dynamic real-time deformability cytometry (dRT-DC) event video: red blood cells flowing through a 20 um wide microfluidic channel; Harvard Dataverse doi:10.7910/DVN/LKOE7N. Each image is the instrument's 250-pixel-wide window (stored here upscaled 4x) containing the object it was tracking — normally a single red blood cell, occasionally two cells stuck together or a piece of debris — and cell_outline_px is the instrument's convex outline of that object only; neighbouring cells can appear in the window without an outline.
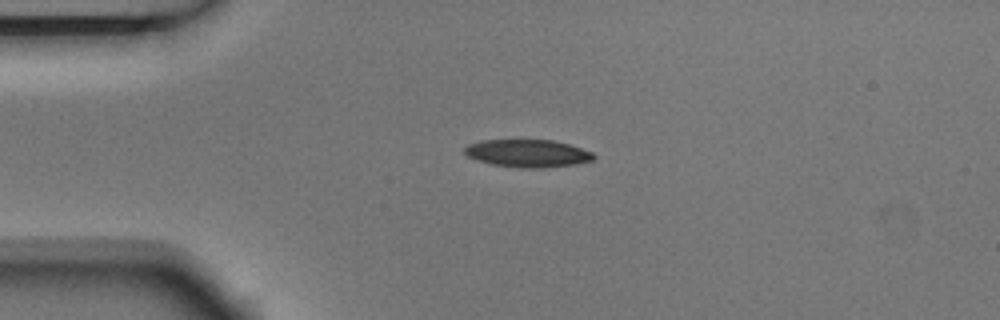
{"species": "Egyptian fruit bat (a non-hibernating species)", "species_latin": "Rousettus aegyptiacus", "temperature_condition": "room temperature", "stored_images_in_passage": 5, "camera_frame_rate_fps": 3000, "um_per_image_px": 0.085, "animal": {"sex": "male"}, "frame": {"image": 1, "passage_image": 1, "time_ms": 0.0, "image_size_px": [1000, 320], "cell_outline_px": [[596, 156], [592, 160], [572, 164], [544, 168], [524, 168], [492, 164], [476, 160], [468, 156], [464, 152], [464, 148], [468, 144], [484, 140], [552, 140], [568, 144], [592, 152]], "centroid_in_image_um": [44.83, 13.03], "position_along_channel_um": 40.2, "area_um2": 20.58}}
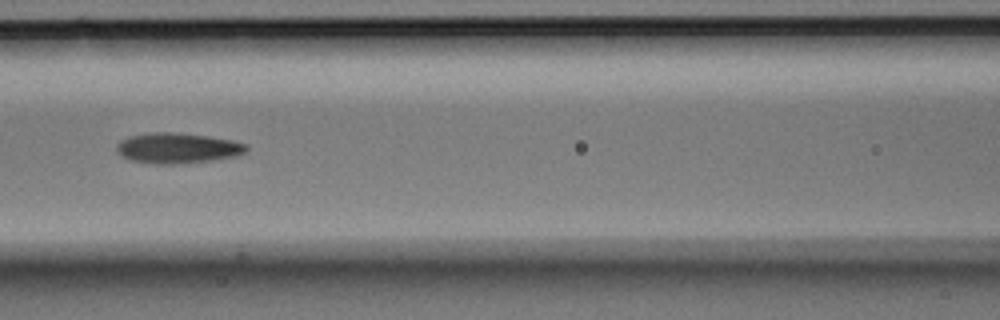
{"frame": {"image": 2, "passage_image": 4, "time_ms": 1.0, "image_size_px": [1000, 320], "cell_outline_px": [[248, 148], [244, 152], [236, 156], [212, 160], [172, 164], [156, 164], [128, 160], [120, 156], [116, 152], [116, 144], [120, 140], [128, 136], [152, 132], [172, 132], [208, 136], [232, 140], [248, 144]], "centroid_in_image_um": [15.04, 12.58], "position_along_channel_um": 151.6, "area_um2": 23.18}}
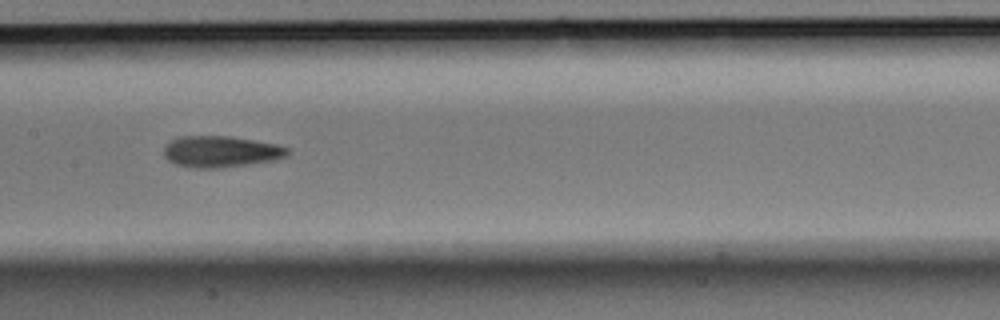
{"frame": {"image": 3, "passage_image": 5, "time_ms": 1.333, "image_size_px": [1000, 320], "cell_outline_px": [[288, 156], [272, 160], [220, 168], [196, 168], [176, 164], [168, 160], [164, 156], [164, 144], [172, 140], [184, 136], [228, 136], [256, 140], [276, 144], [288, 148]], "centroid_in_image_um": [18.75, 12.88], "position_along_channel_um": 188.6, "area_um2": 22.43}}